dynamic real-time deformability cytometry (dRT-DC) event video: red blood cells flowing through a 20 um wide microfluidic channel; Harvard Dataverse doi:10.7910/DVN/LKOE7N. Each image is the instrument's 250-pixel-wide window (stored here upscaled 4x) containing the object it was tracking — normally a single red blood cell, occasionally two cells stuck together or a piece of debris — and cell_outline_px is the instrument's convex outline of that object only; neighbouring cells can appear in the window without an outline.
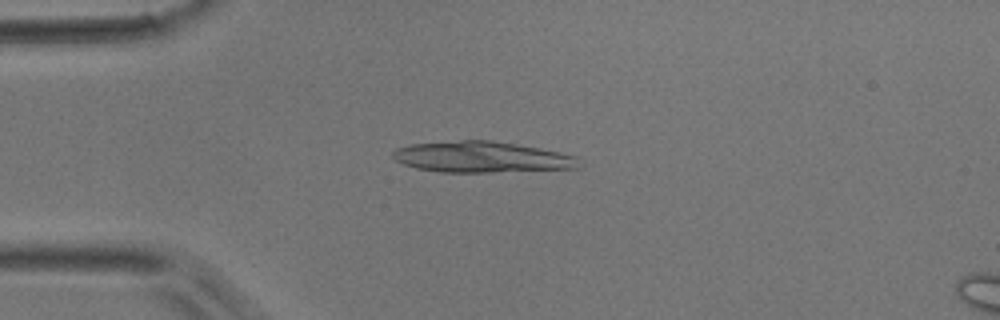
{"species": "common noctule bat (a hibernating species)", "species_latin": "Nyctalus noctula", "temperature_condition": "room temperature", "stored_images_in_passage": 42, "camera_frame_rate_fps": 3000, "um_per_image_px": 0.085, "animal": {"sex": "male", "body_mass_g": 17.9}, "frame": {"image": 1, "passage_image": 7, "time_ms": 2.0, "image_size_px": [1000, 320], "cell_outline_px": [[584, 164], [580, 168], [492, 172], [440, 172], [416, 168], [404, 164], [396, 160], [392, 156], [392, 152], [396, 148], [412, 144], [460, 140], [488, 140], [540, 148], [576, 156], [584, 160]], "centroid_in_image_um": [41.0, 13.35], "position_along_channel_um": 44.0, "area_um2": 33.76}}